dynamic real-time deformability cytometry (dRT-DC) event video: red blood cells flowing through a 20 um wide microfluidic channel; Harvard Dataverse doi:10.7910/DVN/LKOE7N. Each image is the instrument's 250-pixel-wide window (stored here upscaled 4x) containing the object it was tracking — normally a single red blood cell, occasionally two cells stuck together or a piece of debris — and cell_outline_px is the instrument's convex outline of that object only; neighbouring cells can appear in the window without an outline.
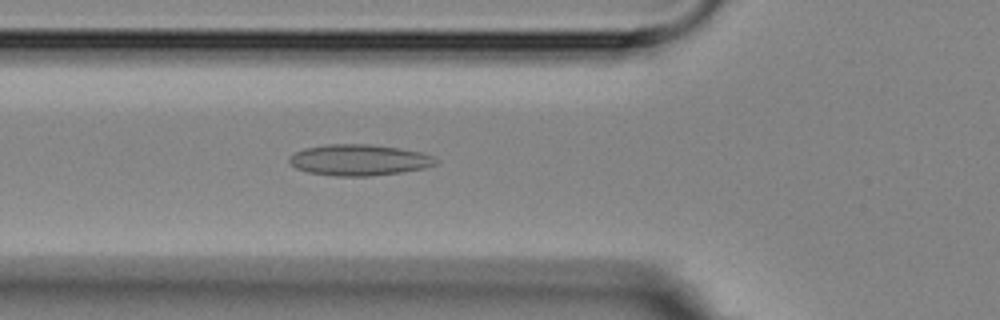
{"species": "Egyptian fruit bat (a non-hibernating species)", "species_latin": "Rousettus aegyptiacus", "temperature_condition": "room temperature", "stored_images_in_passage": 5, "camera_frame_rate_fps": 3000, "um_per_image_px": 0.085, "animal": {"sex": "female"}, "frame": {"image": 1, "passage_image": 5, "time_ms": 4.333, "image_size_px": [1000, 320], "cell_outline_px": [[436, 164], [424, 168], [400, 172], [372, 176], [336, 176], [308, 172], [296, 168], [288, 160], [288, 156], [304, 148], [328, 144], [372, 144], [400, 148], [420, 152], [432, 156], [436, 160]], "centroid_in_image_um": [30.5, 13.59], "position_along_channel_um": 95.3, "area_um2": 26.47}}